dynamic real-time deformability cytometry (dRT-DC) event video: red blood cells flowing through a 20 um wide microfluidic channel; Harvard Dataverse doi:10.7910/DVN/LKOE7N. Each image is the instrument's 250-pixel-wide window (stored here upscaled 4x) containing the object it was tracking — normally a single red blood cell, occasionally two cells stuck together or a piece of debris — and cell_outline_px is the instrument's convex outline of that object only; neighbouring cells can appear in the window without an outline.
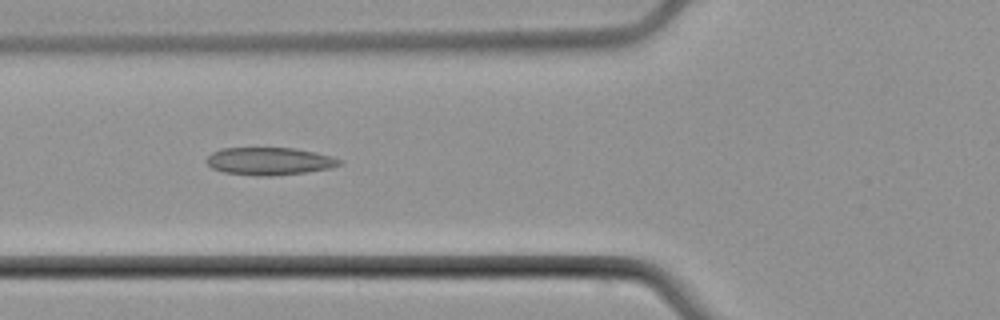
{"species": "common noctule bat (a hibernating species)", "species_latin": "Nyctalus noctula", "temperature_condition": "cold", "stored_images_in_passage": 6, "camera_frame_rate_fps": 3000, "um_per_image_px": 0.085, "animal": {"sex": "male", "body_mass_g": 21.5, "forearm_length_mm": 52.0}, "frame": {"image": 1, "passage_image": 5, "time_ms": 6.0, "image_size_px": [1000, 320], "cell_outline_px": [[344, 160], [340, 164], [328, 168], [304, 172], [272, 176], [260, 176], [224, 172], [212, 168], [204, 160], [212, 152], [220, 148], [296, 148], [316, 152], [332, 156]], "centroid_in_image_um": [22.88, 13.69], "position_along_channel_um": 102.9, "area_um2": 21.39}}
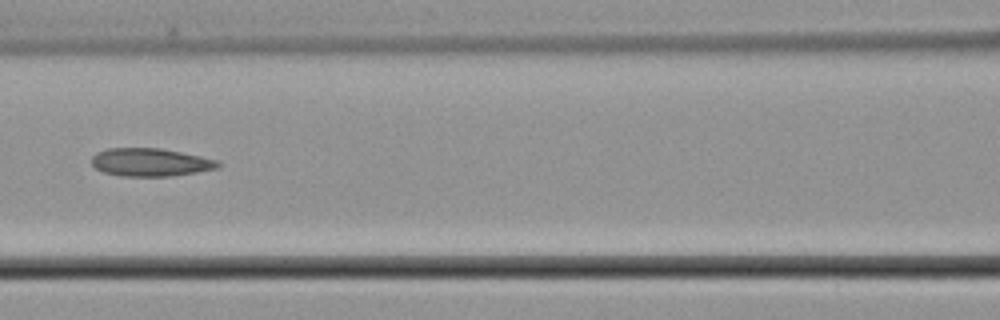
{"frame": {"image": 2, "passage_image": 6, "time_ms": 7.333, "image_size_px": [1000, 320], "cell_outline_px": [[220, 164], [216, 168], [196, 172], [168, 176], [120, 176], [104, 172], [96, 168], [92, 164], [92, 156], [96, 152], [108, 148], [160, 148], [200, 156], [216, 160]], "centroid_in_image_um": [12.73, 13.79], "position_along_channel_um": 153.9, "area_um2": 20.4}}